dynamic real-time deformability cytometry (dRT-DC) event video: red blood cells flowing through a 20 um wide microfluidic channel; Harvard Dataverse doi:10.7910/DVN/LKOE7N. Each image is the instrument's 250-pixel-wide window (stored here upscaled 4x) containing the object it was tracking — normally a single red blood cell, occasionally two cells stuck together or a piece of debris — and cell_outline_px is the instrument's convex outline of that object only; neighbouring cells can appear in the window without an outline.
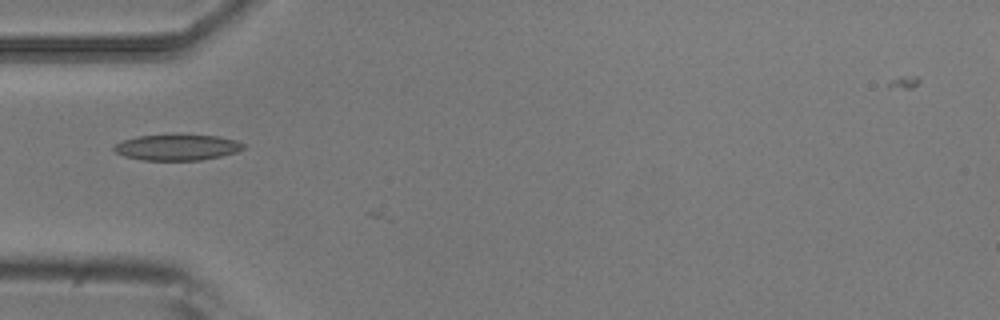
{"species": "common noctule bat (a hibernating species)", "species_latin": "Nyctalus noctula", "temperature_condition": "room temperature", "stored_images_in_passage": 2, "camera_frame_rate_fps": 3000, "um_per_image_px": 0.085, "animal": {"sex": "male", "body_mass_g": 20.5, "forearm_length_mm": 52.5}, "frame": {"image": 1, "passage_image": 1, "time_ms": 0.0, "image_size_px": [1000, 320], "cell_outline_px": [[244, 148], [236, 152], [220, 156], [200, 160], [144, 160], [124, 156], [116, 152], [112, 148], [120, 140], [136, 136], [172, 132], [180, 132], [216, 136], [236, 140], [244, 144]], "centroid_in_image_um": [15.02, 12.47], "position_along_channel_um": 70.0, "area_um2": 20.35}}